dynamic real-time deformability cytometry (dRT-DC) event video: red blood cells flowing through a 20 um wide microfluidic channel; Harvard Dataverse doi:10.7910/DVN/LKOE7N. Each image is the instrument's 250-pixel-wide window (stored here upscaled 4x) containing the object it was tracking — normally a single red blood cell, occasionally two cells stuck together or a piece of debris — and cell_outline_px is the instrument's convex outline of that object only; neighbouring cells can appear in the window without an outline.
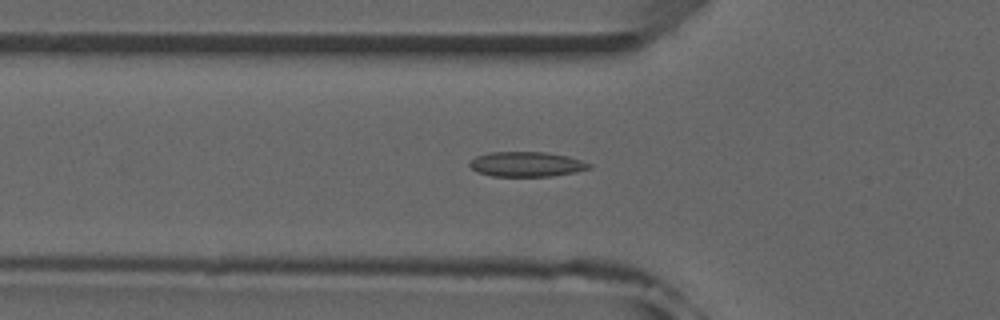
{"species": "common noctule bat (a hibernating species)", "species_latin": "Nyctalus noctula", "temperature_condition": "room temperature", "stored_images_in_passage": 52, "camera_frame_rate_fps": 3000, "um_per_image_px": 0.085, "animal": {"sex": "male", "forearm_length_mm": 52.5}, "frame": {"image": 1, "passage_image": 18, "time_ms": 5.667, "image_size_px": [1000, 320], "cell_outline_px": [[592, 168], [576, 172], [552, 176], [492, 176], [476, 172], [468, 164], [476, 156], [488, 152], [548, 152], [568, 156], [592, 164]], "centroid_in_image_um": [44.77, 13.96], "position_along_channel_um": 81.0, "area_um2": 17.46}}
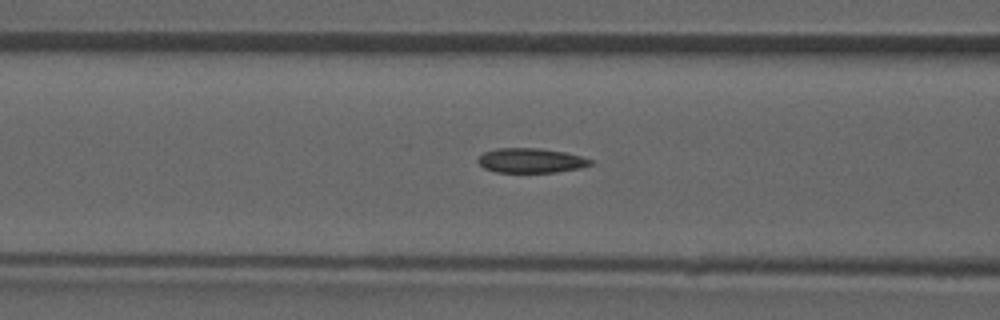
{"frame": {"image": 2, "passage_image": 21, "time_ms": 6.667, "image_size_px": [1000, 320], "cell_outline_px": [[592, 164], [580, 168], [556, 172], [496, 172], [484, 168], [476, 160], [484, 152], [496, 148], [540, 148], [564, 152], [580, 156], [592, 160]], "centroid_in_image_um": [45.1, 13.64], "position_along_channel_um": 121.5, "area_um2": 16.07}}
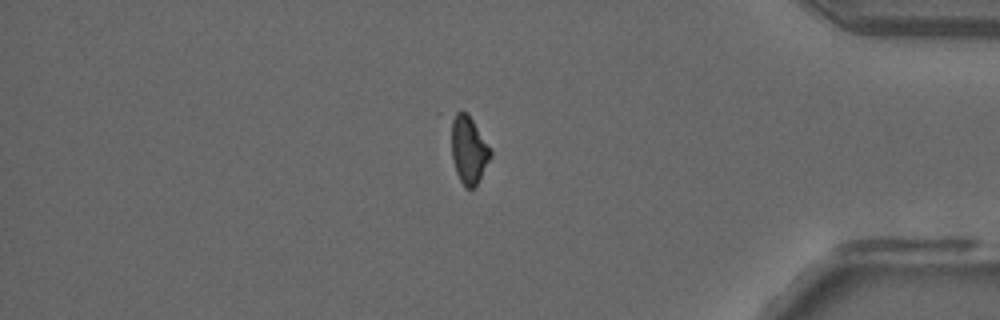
{"frame": {"image": 3, "passage_image": 44, "time_ms": 14.333, "image_size_px": [1000, 320], "cell_outline_px": [[492, 156], [476, 184], [472, 188], [464, 188], [456, 172], [452, 156], [448, 116], [452, 112], [460, 108], [468, 112], [492, 148]], "centroid_in_image_um": [39.79, 12.58], "position_along_channel_um": 395.4, "area_um2": 16.42}, "authors_computed_cell_mechanics": {"area_um2": 16.6175, "velocity_mm_per_s": 3.9773, "shape_relaxation_time_tau1_ms": null, "shape_relaxation_time_tau2_ms": 3.0543, "deformation_change_tau1": null, "deformation_change_tau2": 0.0845}}